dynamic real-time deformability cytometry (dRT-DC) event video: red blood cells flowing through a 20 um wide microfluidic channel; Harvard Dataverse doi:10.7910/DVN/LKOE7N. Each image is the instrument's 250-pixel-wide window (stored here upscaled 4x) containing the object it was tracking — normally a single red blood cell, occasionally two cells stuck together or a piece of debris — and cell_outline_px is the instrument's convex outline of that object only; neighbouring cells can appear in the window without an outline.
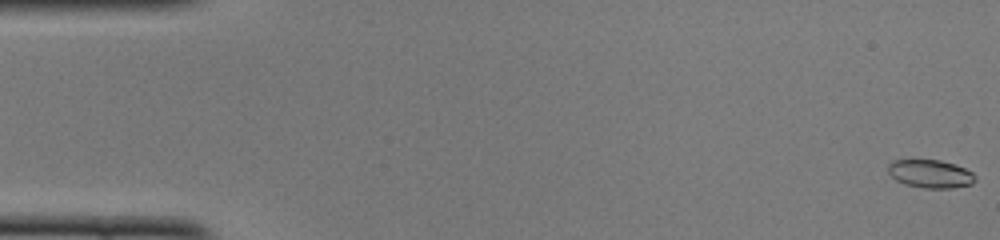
{"species": "common noctule bat (a hibernating species)", "species_latin": "Nyctalus noctula", "temperature_condition": "cold", "stored_images_in_passage": 51, "camera_frame_rate_fps": 3000, "um_per_image_px": 0.085, "animal": {"sex": "female", "body_mass_g": 22.0, "forearm_length_mm": 56.7}, "frame": {"image": 1, "passage_image": 1, "time_ms": 0.0, "image_size_px": [1000, 240], "cell_outline_px": [[976, 180], [972, 184], [952, 188], [924, 188], [904, 184], [896, 180], [888, 172], [888, 164], [892, 160], [940, 160], [956, 164], [972, 172], [976, 176]], "centroid_in_image_um": [79.09, 14.77], "position_along_channel_um": 5.9, "area_um2": 14.39}}
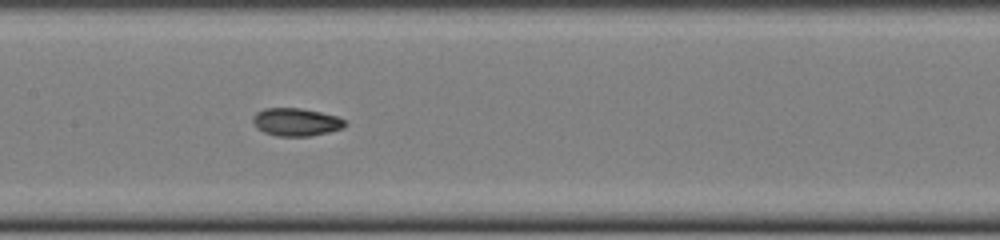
{"frame": {"image": 2, "passage_image": 25, "time_ms": 8.0, "image_size_px": [1000, 240], "cell_outline_px": [[348, 124], [344, 128], [312, 136], [276, 136], [264, 132], [256, 128], [252, 120], [252, 116], [256, 112], [264, 108], [300, 108], [320, 112], [336, 116], [344, 120]], "centroid_in_image_um": [25.15, 10.37], "position_along_channel_um": 182.2, "area_um2": 15.09}}
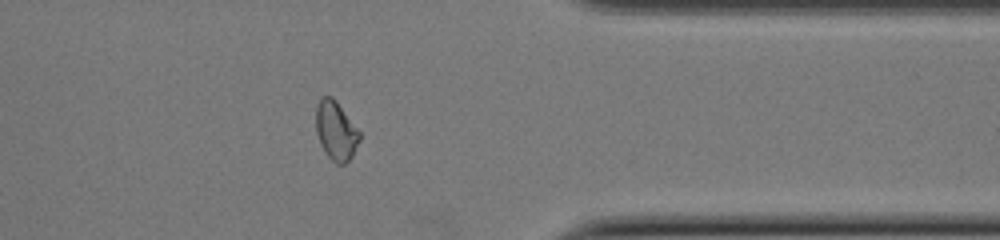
{"frame": {"image": 3, "passage_image": 41, "time_ms": 13.333, "image_size_px": [1000, 240], "cell_outline_px": [[360, 140], [352, 156], [344, 164], [336, 164], [324, 152], [320, 144], [316, 132], [316, 104], [324, 96], [332, 96], [336, 100], [360, 132]], "centroid_in_image_um": [28.54, 11.11], "position_along_channel_um": 382.9, "area_um2": 14.97}, "authors_computed_cell_mechanics": {"area_um2": 14.9702, "velocity_mm_per_s": 3.9998, "shape_relaxation_time_tau1_ms": null, "shape_relaxation_time_tau2_ms": 2.2631, "deformation_change_tau1": null, "deformation_change_tau2": 0.0654}}